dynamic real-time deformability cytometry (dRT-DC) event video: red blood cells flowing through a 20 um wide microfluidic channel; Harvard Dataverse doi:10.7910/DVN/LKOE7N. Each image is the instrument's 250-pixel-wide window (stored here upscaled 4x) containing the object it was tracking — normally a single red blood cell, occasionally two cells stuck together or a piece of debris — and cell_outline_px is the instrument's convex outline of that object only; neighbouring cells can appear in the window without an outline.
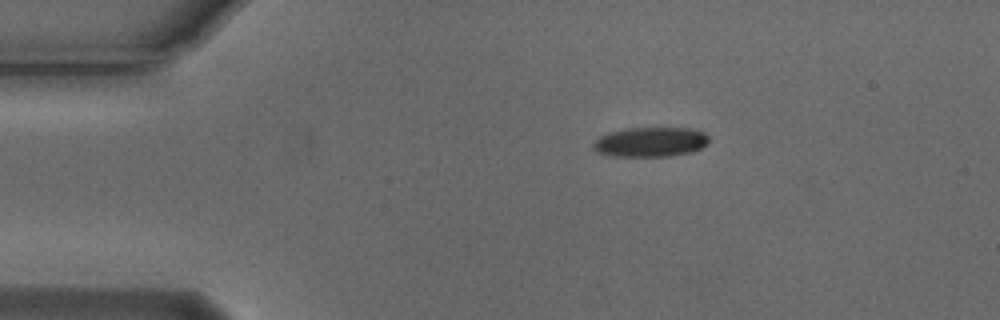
{"species": "Egyptian fruit bat (a non-hibernating species)", "species_latin": "Rousettus aegyptiacus", "temperature_condition": "cold", "stored_images_in_passage": 3, "camera_frame_rate_fps": 3000, "um_per_image_px": 0.085, "animal": {"sex": "male"}, "frame": {"image": 1, "passage_image": 1, "time_ms": 0.0, "image_size_px": [1000, 320], "cell_outline_px": [[708, 144], [692, 152], [672, 156], [612, 156], [596, 152], [592, 148], [592, 144], [600, 136], [608, 132], [628, 128], [688, 128], [704, 132], [708, 136]], "centroid_in_image_um": [55.28, 12.07], "position_along_channel_um": 29.7, "area_um2": 20.11}}
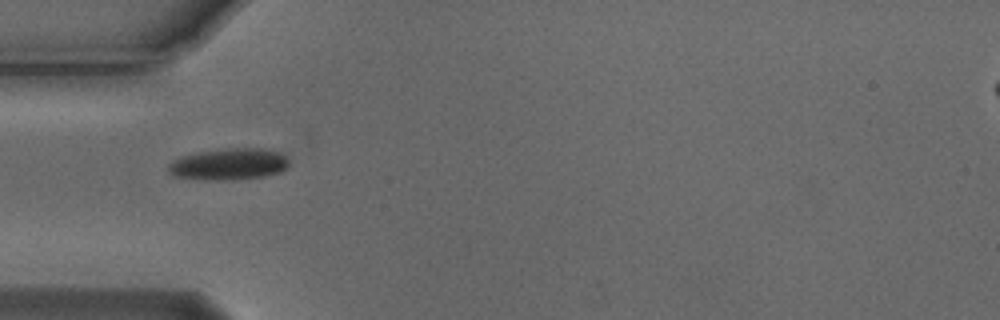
{"frame": {"image": 2, "passage_image": 3, "time_ms": 0.667, "image_size_px": [1000, 320], "cell_outline_px": [[288, 164], [280, 172], [264, 176], [224, 180], [204, 180], [172, 176], [168, 172], [168, 164], [172, 160], [180, 156], [196, 152], [228, 148], [272, 148], [280, 152], [288, 160]], "centroid_in_image_um": [19.41, 13.94], "position_along_channel_um": 65.6, "area_um2": 22.43}}